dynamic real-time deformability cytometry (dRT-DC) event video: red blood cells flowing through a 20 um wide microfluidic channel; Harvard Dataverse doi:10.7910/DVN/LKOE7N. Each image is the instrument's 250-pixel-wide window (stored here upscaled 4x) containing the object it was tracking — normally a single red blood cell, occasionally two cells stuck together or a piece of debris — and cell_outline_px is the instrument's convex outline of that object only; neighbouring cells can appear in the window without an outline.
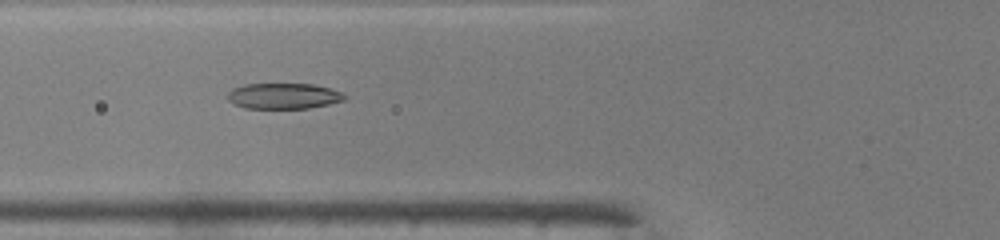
{"species": "common noctule bat (a hibernating species)", "species_latin": "Nyctalus noctula", "temperature_condition": "warm", "stored_images_in_passage": 32, "camera_frame_rate_fps": 3000, "um_per_image_px": 0.085, "animal": {"sex": "male", "body_mass_g": 19.0, "forearm_length_mm": 50.8}, "frame": {"image": 1, "passage_image": 4, "time_ms": 1.0, "image_size_px": [1000, 240], "cell_outline_px": [[348, 96], [344, 100], [328, 104], [308, 108], [244, 108], [228, 100], [228, 92], [232, 88], [244, 84], [312, 84], [328, 88], [340, 92]], "centroid_in_image_um": [24.09, 8.15], "position_along_channel_um": 101.7, "area_um2": 17.4}}
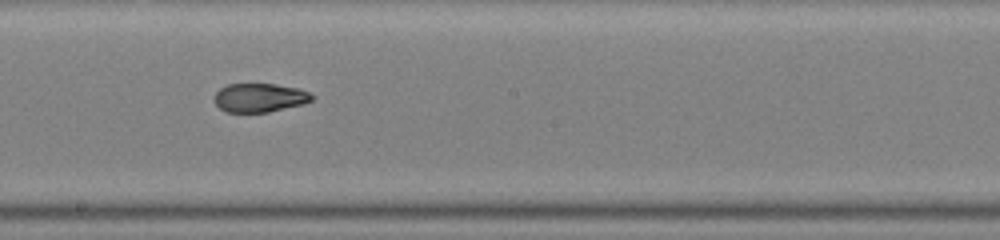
{"frame": {"image": 2, "passage_image": 13, "time_ms": 4.0, "image_size_px": [1000, 240], "cell_outline_px": [[316, 96], [312, 100], [304, 104], [268, 112], [224, 112], [216, 104], [216, 92], [220, 88], [228, 84], [276, 84], [296, 88], [308, 92]], "centroid_in_image_um": [22.09, 8.31], "position_along_channel_um": 226.1, "area_um2": 16.3}}
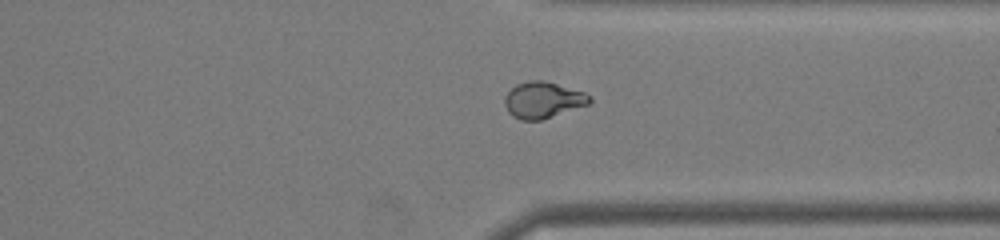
{"frame": {"image": 3, "passage_image": 23, "time_ms": 7.333, "image_size_px": [1000, 240], "cell_outline_px": [[592, 100], [588, 104], [540, 120], [520, 120], [512, 116], [508, 112], [504, 104], [504, 96], [516, 84], [528, 80], [544, 80], [584, 92], [592, 96]], "centroid_in_image_um": [46.12, 8.49], "position_along_channel_um": 365.3, "area_um2": 17.92}}